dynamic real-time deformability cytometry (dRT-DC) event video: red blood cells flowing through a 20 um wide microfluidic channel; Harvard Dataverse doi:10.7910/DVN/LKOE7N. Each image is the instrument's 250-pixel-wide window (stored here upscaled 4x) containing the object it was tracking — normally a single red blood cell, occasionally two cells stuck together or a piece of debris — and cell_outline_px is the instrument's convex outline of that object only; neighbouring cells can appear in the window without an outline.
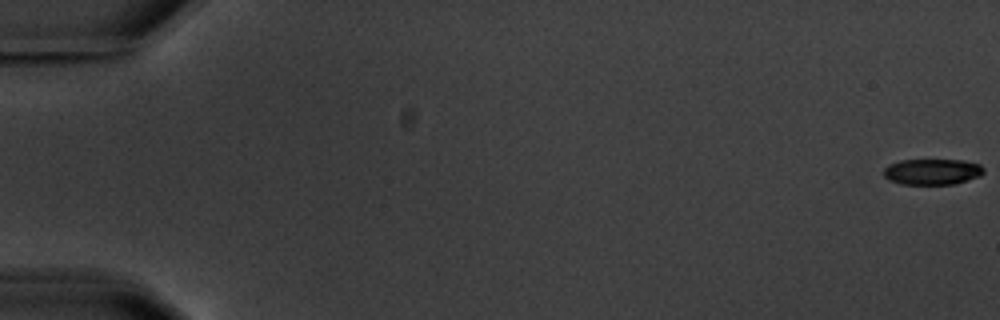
{"species": "common noctule bat (a hibernating species)", "species_latin": "Nyctalus noctula", "temperature_condition": "warm", "stored_images_in_passage": 7, "camera_frame_rate_fps": 3000, "um_per_image_px": 0.085, "animal": {"sex": "male", "body_mass_g": 20.1, "forearm_length_mm": 53.5}, "frame": {"image": 1, "passage_image": 1, "time_ms": 0.0, "image_size_px": [1000, 320], "cell_outline_px": [[984, 172], [980, 176], [956, 184], [900, 184], [888, 180], [884, 176], [884, 168], [888, 164], [900, 160], [964, 160], [980, 164], [984, 168]], "centroid_in_image_um": [79.24, 14.6], "position_along_channel_um": 5.8, "area_um2": 15.26}}
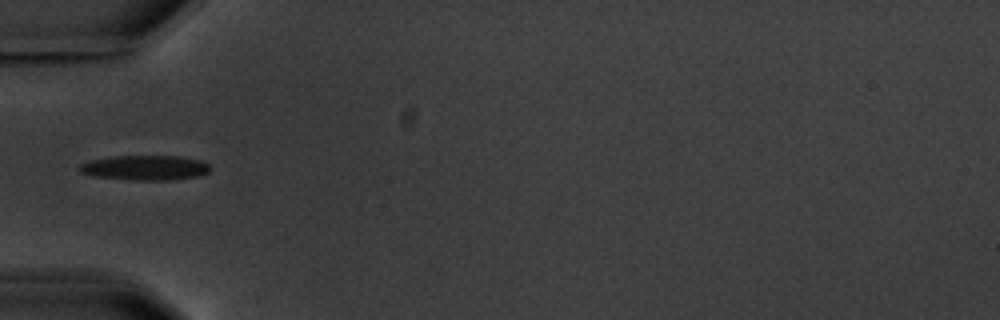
{"frame": {"image": 2, "passage_image": 3, "time_ms": 6.667, "image_size_px": [1000, 320], "cell_outline_px": [[212, 168], [208, 172], [200, 176], [168, 180], [132, 180], [92, 176], [80, 172], [76, 168], [80, 164], [92, 160], [112, 156], [180, 156], [200, 160], [208, 164]], "centroid_in_image_um": [12.33, 14.26], "position_along_channel_um": 72.7, "area_um2": 19.07}}